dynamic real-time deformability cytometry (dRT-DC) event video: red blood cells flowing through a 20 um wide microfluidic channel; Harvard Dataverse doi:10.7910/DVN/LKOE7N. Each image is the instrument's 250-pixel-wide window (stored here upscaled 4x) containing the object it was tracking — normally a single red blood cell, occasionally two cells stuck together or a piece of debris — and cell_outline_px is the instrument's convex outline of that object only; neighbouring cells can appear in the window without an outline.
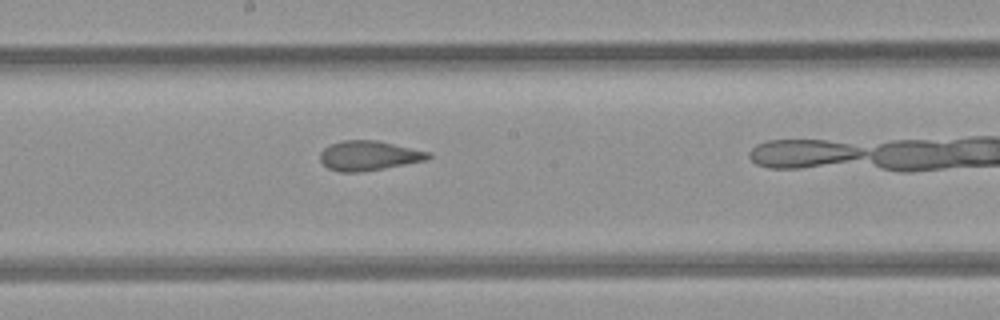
{"species": "common noctule bat (a hibernating species)", "species_latin": "Nyctalus noctula", "temperature_condition": "room temperature", "stored_images_in_passage": 24, "camera_frame_rate_fps": 3000, "um_per_image_px": 0.085, "animal": {"sex": "female", "body_mass_g": 21.9}, "frame": {"image": 1, "passage_image": 14, "time_ms": 4.333, "image_size_px": [1000, 320], "cell_outline_px": [[432, 156], [428, 160], [384, 168], [360, 172], [340, 172], [328, 168], [320, 160], [320, 152], [324, 148], [332, 144], [344, 140], [376, 140], [432, 152]], "centroid_in_image_um": [31.38, 13.23], "position_along_channel_um": 216.8, "area_um2": 18.73}}